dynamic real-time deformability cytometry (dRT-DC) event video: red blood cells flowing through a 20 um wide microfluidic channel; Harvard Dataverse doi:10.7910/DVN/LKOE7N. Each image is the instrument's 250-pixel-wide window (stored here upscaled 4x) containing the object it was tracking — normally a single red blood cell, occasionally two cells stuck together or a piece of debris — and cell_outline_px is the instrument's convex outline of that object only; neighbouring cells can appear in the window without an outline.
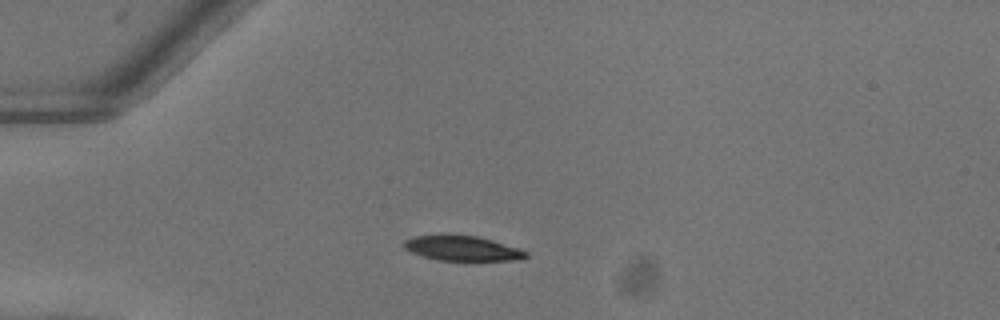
{"species": "common noctule bat (a hibernating species)", "species_latin": "Nyctalus noctula", "temperature_condition": "warm", "stored_images_in_passage": 35, "camera_frame_rate_fps": 3000, "um_per_image_px": 0.085, "animal": {"sex": "female"}, "frame": {"image": 1, "passage_image": 1, "time_ms": 0.0, "image_size_px": [1000, 320], "cell_outline_px": [[528, 256], [520, 260], [436, 260], [412, 252], [404, 248], [404, 240], [416, 236], [476, 236], [492, 240], [520, 248], [528, 252]], "centroid_in_image_um": [39.36, 21.12], "position_along_channel_um": 45.6, "area_um2": 17.28}}
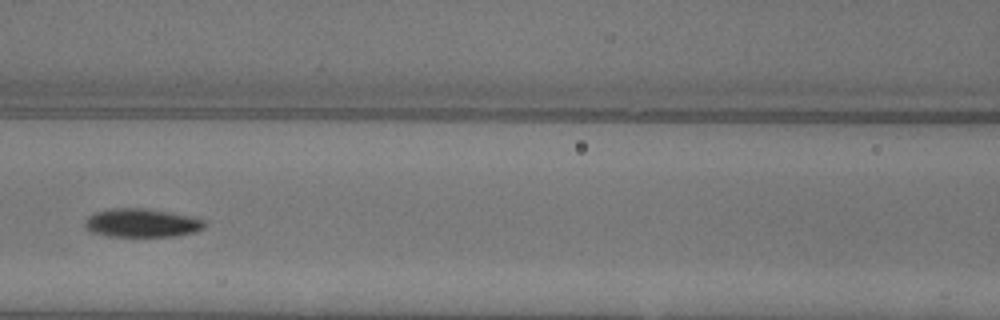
{"frame": {"image": 2, "passage_image": 11, "time_ms": 3.333, "image_size_px": [1000, 320], "cell_outline_px": [[208, 224], [204, 228], [196, 232], [180, 236], [108, 236], [92, 232], [84, 224], [84, 220], [88, 216], [96, 212], [112, 208], [148, 208], [192, 216], [204, 220]], "centroid_in_image_um": [12.11, 18.94], "position_along_channel_um": 154.5, "area_um2": 20.11}}
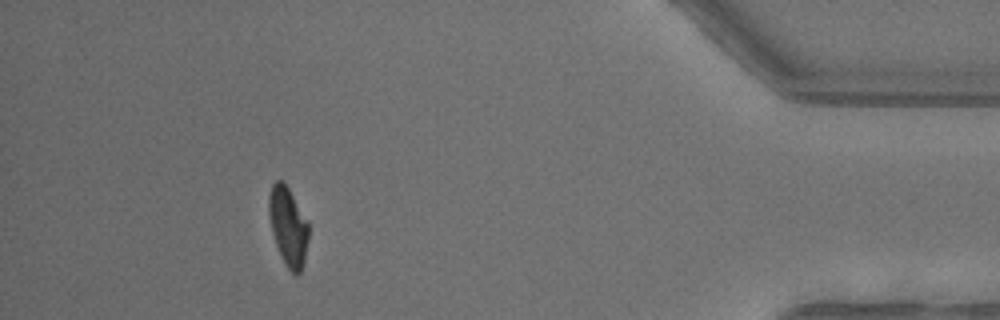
{"frame": {"image": 3, "passage_image": 34, "time_ms": 11.0, "image_size_px": [1000, 320], "cell_outline_px": [[308, 236], [304, 264], [300, 272], [296, 276], [288, 268], [276, 244], [272, 232], [268, 212], [268, 196], [272, 184], [276, 180], [280, 180], [288, 188], [308, 224]], "centroid_in_image_um": [24.47, 19.25], "position_along_channel_um": 410.7, "area_um2": 17.74}}